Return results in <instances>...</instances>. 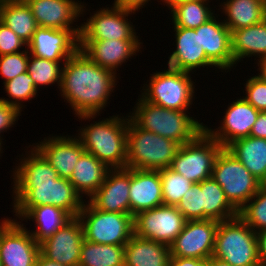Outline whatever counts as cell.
Returning <instances> with one entry per match:
<instances>
[{
    "mask_svg": "<svg viewBox=\"0 0 266 266\" xmlns=\"http://www.w3.org/2000/svg\"><path fill=\"white\" fill-rule=\"evenodd\" d=\"M229 104L218 128L212 129L204 125V130L223 148L237 139L250 136L259 114V111L241 96Z\"/></svg>",
    "mask_w": 266,
    "mask_h": 266,
    "instance_id": "17",
    "label": "cell"
},
{
    "mask_svg": "<svg viewBox=\"0 0 266 266\" xmlns=\"http://www.w3.org/2000/svg\"><path fill=\"white\" fill-rule=\"evenodd\" d=\"M84 241L80 219L72 217L53 235L40 244V253L63 266H79L81 246Z\"/></svg>",
    "mask_w": 266,
    "mask_h": 266,
    "instance_id": "15",
    "label": "cell"
},
{
    "mask_svg": "<svg viewBox=\"0 0 266 266\" xmlns=\"http://www.w3.org/2000/svg\"><path fill=\"white\" fill-rule=\"evenodd\" d=\"M207 260L171 256L168 266H206Z\"/></svg>",
    "mask_w": 266,
    "mask_h": 266,
    "instance_id": "46",
    "label": "cell"
},
{
    "mask_svg": "<svg viewBox=\"0 0 266 266\" xmlns=\"http://www.w3.org/2000/svg\"><path fill=\"white\" fill-rule=\"evenodd\" d=\"M40 244L26 226L16 219L4 218L0 222L1 266H35Z\"/></svg>",
    "mask_w": 266,
    "mask_h": 266,
    "instance_id": "11",
    "label": "cell"
},
{
    "mask_svg": "<svg viewBox=\"0 0 266 266\" xmlns=\"http://www.w3.org/2000/svg\"><path fill=\"white\" fill-rule=\"evenodd\" d=\"M203 220L218 222L238 216V211L226 199L222 187L212 178L201 181Z\"/></svg>",
    "mask_w": 266,
    "mask_h": 266,
    "instance_id": "31",
    "label": "cell"
},
{
    "mask_svg": "<svg viewBox=\"0 0 266 266\" xmlns=\"http://www.w3.org/2000/svg\"><path fill=\"white\" fill-rule=\"evenodd\" d=\"M180 145L140 128L129 116L127 128V168L160 170L171 167Z\"/></svg>",
    "mask_w": 266,
    "mask_h": 266,
    "instance_id": "5",
    "label": "cell"
},
{
    "mask_svg": "<svg viewBox=\"0 0 266 266\" xmlns=\"http://www.w3.org/2000/svg\"><path fill=\"white\" fill-rule=\"evenodd\" d=\"M2 144H3V142L0 140V155L3 153V150H2L3 146H2Z\"/></svg>",
    "mask_w": 266,
    "mask_h": 266,
    "instance_id": "52",
    "label": "cell"
},
{
    "mask_svg": "<svg viewBox=\"0 0 266 266\" xmlns=\"http://www.w3.org/2000/svg\"><path fill=\"white\" fill-rule=\"evenodd\" d=\"M129 194L130 168H115L88 201L98 210L130 214Z\"/></svg>",
    "mask_w": 266,
    "mask_h": 266,
    "instance_id": "20",
    "label": "cell"
},
{
    "mask_svg": "<svg viewBox=\"0 0 266 266\" xmlns=\"http://www.w3.org/2000/svg\"><path fill=\"white\" fill-rule=\"evenodd\" d=\"M175 50L168 57V67L183 72H193L201 68H217L206 56L199 40V27H174ZM201 67V68H200ZM198 68V69H197Z\"/></svg>",
    "mask_w": 266,
    "mask_h": 266,
    "instance_id": "22",
    "label": "cell"
},
{
    "mask_svg": "<svg viewBox=\"0 0 266 266\" xmlns=\"http://www.w3.org/2000/svg\"><path fill=\"white\" fill-rule=\"evenodd\" d=\"M245 85V97L259 112H266V82L259 76L255 75L247 79Z\"/></svg>",
    "mask_w": 266,
    "mask_h": 266,
    "instance_id": "41",
    "label": "cell"
},
{
    "mask_svg": "<svg viewBox=\"0 0 266 266\" xmlns=\"http://www.w3.org/2000/svg\"><path fill=\"white\" fill-rule=\"evenodd\" d=\"M222 148L203 130L194 140L180 145L170 168L192 183H200L211 177L215 159Z\"/></svg>",
    "mask_w": 266,
    "mask_h": 266,
    "instance_id": "10",
    "label": "cell"
},
{
    "mask_svg": "<svg viewBox=\"0 0 266 266\" xmlns=\"http://www.w3.org/2000/svg\"><path fill=\"white\" fill-rule=\"evenodd\" d=\"M109 170L106 164L85 151L79 158L69 181L82 198L86 196L88 199L103 184Z\"/></svg>",
    "mask_w": 266,
    "mask_h": 266,
    "instance_id": "26",
    "label": "cell"
},
{
    "mask_svg": "<svg viewBox=\"0 0 266 266\" xmlns=\"http://www.w3.org/2000/svg\"><path fill=\"white\" fill-rule=\"evenodd\" d=\"M29 61V51L26 48L15 54H5L0 56V74L4 78L3 82L10 81L21 73L27 72Z\"/></svg>",
    "mask_w": 266,
    "mask_h": 266,
    "instance_id": "40",
    "label": "cell"
},
{
    "mask_svg": "<svg viewBox=\"0 0 266 266\" xmlns=\"http://www.w3.org/2000/svg\"><path fill=\"white\" fill-rule=\"evenodd\" d=\"M256 235L260 265L266 266V230L259 231Z\"/></svg>",
    "mask_w": 266,
    "mask_h": 266,
    "instance_id": "47",
    "label": "cell"
},
{
    "mask_svg": "<svg viewBox=\"0 0 266 266\" xmlns=\"http://www.w3.org/2000/svg\"><path fill=\"white\" fill-rule=\"evenodd\" d=\"M31 146V148H30ZM13 168V212L20 220L31 208L52 205L77 217L85 200L32 146ZM25 157V158H24ZM15 169V170H14Z\"/></svg>",
    "mask_w": 266,
    "mask_h": 266,
    "instance_id": "1",
    "label": "cell"
},
{
    "mask_svg": "<svg viewBox=\"0 0 266 266\" xmlns=\"http://www.w3.org/2000/svg\"><path fill=\"white\" fill-rule=\"evenodd\" d=\"M169 245L133 235L124 245V266H168Z\"/></svg>",
    "mask_w": 266,
    "mask_h": 266,
    "instance_id": "25",
    "label": "cell"
},
{
    "mask_svg": "<svg viewBox=\"0 0 266 266\" xmlns=\"http://www.w3.org/2000/svg\"><path fill=\"white\" fill-rule=\"evenodd\" d=\"M231 49L236 64L243 58L266 59V19L253 26L231 31Z\"/></svg>",
    "mask_w": 266,
    "mask_h": 266,
    "instance_id": "28",
    "label": "cell"
},
{
    "mask_svg": "<svg viewBox=\"0 0 266 266\" xmlns=\"http://www.w3.org/2000/svg\"><path fill=\"white\" fill-rule=\"evenodd\" d=\"M127 117V118H126ZM129 114L109 118L82 126L78 131L85 151L93 154L110 169L127 168V128Z\"/></svg>",
    "mask_w": 266,
    "mask_h": 266,
    "instance_id": "3",
    "label": "cell"
},
{
    "mask_svg": "<svg viewBox=\"0 0 266 266\" xmlns=\"http://www.w3.org/2000/svg\"><path fill=\"white\" fill-rule=\"evenodd\" d=\"M212 256L232 266H259L256 232L239 216L219 222Z\"/></svg>",
    "mask_w": 266,
    "mask_h": 266,
    "instance_id": "6",
    "label": "cell"
},
{
    "mask_svg": "<svg viewBox=\"0 0 266 266\" xmlns=\"http://www.w3.org/2000/svg\"><path fill=\"white\" fill-rule=\"evenodd\" d=\"M209 0H192L178 4L170 13L173 27L198 28L214 15ZM209 5V6H208Z\"/></svg>",
    "mask_w": 266,
    "mask_h": 266,
    "instance_id": "34",
    "label": "cell"
},
{
    "mask_svg": "<svg viewBox=\"0 0 266 266\" xmlns=\"http://www.w3.org/2000/svg\"><path fill=\"white\" fill-rule=\"evenodd\" d=\"M72 217L64 210L52 206L43 205L31 208L20 220H32L35 223L36 230H28L32 237L41 243L43 240L53 235ZM35 221V222H34Z\"/></svg>",
    "mask_w": 266,
    "mask_h": 266,
    "instance_id": "32",
    "label": "cell"
},
{
    "mask_svg": "<svg viewBox=\"0 0 266 266\" xmlns=\"http://www.w3.org/2000/svg\"><path fill=\"white\" fill-rule=\"evenodd\" d=\"M186 221L176 206L162 205L133 216L134 235L170 245Z\"/></svg>",
    "mask_w": 266,
    "mask_h": 266,
    "instance_id": "13",
    "label": "cell"
},
{
    "mask_svg": "<svg viewBox=\"0 0 266 266\" xmlns=\"http://www.w3.org/2000/svg\"><path fill=\"white\" fill-rule=\"evenodd\" d=\"M79 266H124V245L98 244L84 239Z\"/></svg>",
    "mask_w": 266,
    "mask_h": 266,
    "instance_id": "33",
    "label": "cell"
},
{
    "mask_svg": "<svg viewBox=\"0 0 266 266\" xmlns=\"http://www.w3.org/2000/svg\"><path fill=\"white\" fill-rule=\"evenodd\" d=\"M250 136L266 139V112H259Z\"/></svg>",
    "mask_w": 266,
    "mask_h": 266,
    "instance_id": "44",
    "label": "cell"
},
{
    "mask_svg": "<svg viewBox=\"0 0 266 266\" xmlns=\"http://www.w3.org/2000/svg\"><path fill=\"white\" fill-rule=\"evenodd\" d=\"M206 266H232V265L212 256L206 261Z\"/></svg>",
    "mask_w": 266,
    "mask_h": 266,
    "instance_id": "49",
    "label": "cell"
},
{
    "mask_svg": "<svg viewBox=\"0 0 266 266\" xmlns=\"http://www.w3.org/2000/svg\"><path fill=\"white\" fill-rule=\"evenodd\" d=\"M30 7L36 23L40 27L54 29H72L78 36L81 25L73 27L86 6L76 0H24ZM85 8V9H84ZM84 12V13H83Z\"/></svg>",
    "mask_w": 266,
    "mask_h": 266,
    "instance_id": "18",
    "label": "cell"
},
{
    "mask_svg": "<svg viewBox=\"0 0 266 266\" xmlns=\"http://www.w3.org/2000/svg\"><path fill=\"white\" fill-rule=\"evenodd\" d=\"M258 65V70L260 73L258 74L265 82H266V59L257 61L256 63Z\"/></svg>",
    "mask_w": 266,
    "mask_h": 266,
    "instance_id": "50",
    "label": "cell"
},
{
    "mask_svg": "<svg viewBox=\"0 0 266 266\" xmlns=\"http://www.w3.org/2000/svg\"><path fill=\"white\" fill-rule=\"evenodd\" d=\"M3 84L5 93H7L6 96L10 99L0 97V100L5 101L9 105L16 106L21 112L22 108L25 107L22 104L23 101L32 100L38 92L28 72L21 73L10 81L3 82Z\"/></svg>",
    "mask_w": 266,
    "mask_h": 266,
    "instance_id": "37",
    "label": "cell"
},
{
    "mask_svg": "<svg viewBox=\"0 0 266 266\" xmlns=\"http://www.w3.org/2000/svg\"><path fill=\"white\" fill-rule=\"evenodd\" d=\"M143 45L140 40H79V49L94 63L117 74L126 60L135 56Z\"/></svg>",
    "mask_w": 266,
    "mask_h": 266,
    "instance_id": "21",
    "label": "cell"
},
{
    "mask_svg": "<svg viewBox=\"0 0 266 266\" xmlns=\"http://www.w3.org/2000/svg\"><path fill=\"white\" fill-rule=\"evenodd\" d=\"M159 175L162 185L163 205L177 206L184 194L191 189L194 184L181 174L173 171L170 167L160 169Z\"/></svg>",
    "mask_w": 266,
    "mask_h": 266,
    "instance_id": "36",
    "label": "cell"
},
{
    "mask_svg": "<svg viewBox=\"0 0 266 266\" xmlns=\"http://www.w3.org/2000/svg\"><path fill=\"white\" fill-rule=\"evenodd\" d=\"M163 2L164 5H166L168 7V10L170 9V11L175 8L178 4L187 2V1H192V0H161Z\"/></svg>",
    "mask_w": 266,
    "mask_h": 266,
    "instance_id": "51",
    "label": "cell"
},
{
    "mask_svg": "<svg viewBox=\"0 0 266 266\" xmlns=\"http://www.w3.org/2000/svg\"><path fill=\"white\" fill-rule=\"evenodd\" d=\"M62 65L64 63L38 58L29 53L27 72L33 79L37 90H40V86H49L55 83L58 84L57 88L60 89L63 72Z\"/></svg>",
    "mask_w": 266,
    "mask_h": 266,
    "instance_id": "35",
    "label": "cell"
},
{
    "mask_svg": "<svg viewBox=\"0 0 266 266\" xmlns=\"http://www.w3.org/2000/svg\"><path fill=\"white\" fill-rule=\"evenodd\" d=\"M176 208L189 220H203L201 182L194 183L177 204Z\"/></svg>",
    "mask_w": 266,
    "mask_h": 266,
    "instance_id": "39",
    "label": "cell"
},
{
    "mask_svg": "<svg viewBox=\"0 0 266 266\" xmlns=\"http://www.w3.org/2000/svg\"><path fill=\"white\" fill-rule=\"evenodd\" d=\"M21 111L16 107L9 105L5 101L0 100V140L2 139L1 133L10 130L15 122L19 120ZM19 116V117H18Z\"/></svg>",
    "mask_w": 266,
    "mask_h": 266,
    "instance_id": "43",
    "label": "cell"
},
{
    "mask_svg": "<svg viewBox=\"0 0 266 266\" xmlns=\"http://www.w3.org/2000/svg\"><path fill=\"white\" fill-rule=\"evenodd\" d=\"M213 16L199 26V40L207 58L222 72L231 71L235 61L231 49V31L223 20Z\"/></svg>",
    "mask_w": 266,
    "mask_h": 266,
    "instance_id": "23",
    "label": "cell"
},
{
    "mask_svg": "<svg viewBox=\"0 0 266 266\" xmlns=\"http://www.w3.org/2000/svg\"><path fill=\"white\" fill-rule=\"evenodd\" d=\"M0 21L27 44L38 27L24 0H0Z\"/></svg>",
    "mask_w": 266,
    "mask_h": 266,
    "instance_id": "30",
    "label": "cell"
},
{
    "mask_svg": "<svg viewBox=\"0 0 266 266\" xmlns=\"http://www.w3.org/2000/svg\"><path fill=\"white\" fill-rule=\"evenodd\" d=\"M35 266H63L55 261L49 260L44 257L41 253H39Z\"/></svg>",
    "mask_w": 266,
    "mask_h": 266,
    "instance_id": "48",
    "label": "cell"
},
{
    "mask_svg": "<svg viewBox=\"0 0 266 266\" xmlns=\"http://www.w3.org/2000/svg\"><path fill=\"white\" fill-rule=\"evenodd\" d=\"M238 216L256 233L266 230V184L238 211Z\"/></svg>",
    "mask_w": 266,
    "mask_h": 266,
    "instance_id": "38",
    "label": "cell"
},
{
    "mask_svg": "<svg viewBox=\"0 0 266 266\" xmlns=\"http://www.w3.org/2000/svg\"><path fill=\"white\" fill-rule=\"evenodd\" d=\"M211 177L222 187L226 199L237 211L262 185L226 148H222L218 153Z\"/></svg>",
    "mask_w": 266,
    "mask_h": 266,
    "instance_id": "9",
    "label": "cell"
},
{
    "mask_svg": "<svg viewBox=\"0 0 266 266\" xmlns=\"http://www.w3.org/2000/svg\"><path fill=\"white\" fill-rule=\"evenodd\" d=\"M226 149L262 184H266V139L248 136L230 143Z\"/></svg>",
    "mask_w": 266,
    "mask_h": 266,
    "instance_id": "27",
    "label": "cell"
},
{
    "mask_svg": "<svg viewBox=\"0 0 266 266\" xmlns=\"http://www.w3.org/2000/svg\"><path fill=\"white\" fill-rule=\"evenodd\" d=\"M84 239L98 244L125 245L134 235L131 214L96 209L88 200L78 214Z\"/></svg>",
    "mask_w": 266,
    "mask_h": 266,
    "instance_id": "8",
    "label": "cell"
},
{
    "mask_svg": "<svg viewBox=\"0 0 266 266\" xmlns=\"http://www.w3.org/2000/svg\"><path fill=\"white\" fill-rule=\"evenodd\" d=\"M149 1L151 0H114L112 6L137 12Z\"/></svg>",
    "mask_w": 266,
    "mask_h": 266,
    "instance_id": "45",
    "label": "cell"
},
{
    "mask_svg": "<svg viewBox=\"0 0 266 266\" xmlns=\"http://www.w3.org/2000/svg\"><path fill=\"white\" fill-rule=\"evenodd\" d=\"M117 74L94 63L78 49L63 65L61 97L79 120L95 119L107 106Z\"/></svg>",
    "mask_w": 266,
    "mask_h": 266,
    "instance_id": "2",
    "label": "cell"
},
{
    "mask_svg": "<svg viewBox=\"0 0 266 266\" xmlns=\"http://www.w3.org/2000/svg\"><path fill=\"white\" fill-rule=\"evenodd\" d=\"M218 225V221L209 219L186 221L169 245L171 256L208 260L213 255Z\"/></svg>",
    "mask_w": 266,
    "mask_h": 266,
    "instance_id": "14",
    "label": "cell"
},
{
    "mask_svg": "<svg viewBox=\"0 0 266 266\" xmlns=\"http://www.w3.org/2000/svg\"><path fill=\"white\" fill-rule=\"evenodd\" d=\"M67 136H48L32 146L53 167L59 177L70 179L85 149L76 135L69 136L67 134Z\"/></svg>",
    "mask_w": 266,
    "mask_h": 266,
    "instance_id": "19",
    "label": "cell"
},
{
    "mask_svg": "<svg viewBox=\"0 0 266 266\" xmlns=\"http://www.w3.org/2000/svg\"><path fill=\"white\" fill-rule=\"evenodd\" d=\"M139 96L132 114H128L140 128L175 141L179 145L194 140L204 130V123L191 117L188 111L166 109Z\"/></svg>",
    "mask_w": 266,
    "mask_h": 266,
    "instance_id": "4",
    "label": "cell"
},
{
    "mask_svg": "<svg viewBox=\"0 0 266 266\" xmlns=\"http://www.w3.org/2000/svg\"><path fill=\"white\" fill-rule=\"evenodd\" d=\"M141 96L150 103L166 109L187 111L193 104L195 82L189 72L171 69L150 74Z\"/></svg>",
    "mask_w": 266,
    "mask_h": 266,
    "instance_id": "7",
    "label": "cell"
},
{
    "mask_svg": "<svg viewBox=\"0 0 266 266\" xmlns=\"http://www.w3.org/2000/svg\"><path fill=\"white\" fill-rule=\"evenodd\" d=\"M27 43L0 21V56L21 52Z\"/></svg>",
    "mask_w": 266,
    "mask_h": 266,
    "instance_id": "42",
    "label": "cell"
},
{
    "mask_svg": "<svg viewBox=\"0 0 266 266\" xmlns=\"http://www.w3.org/2000/svg\"><path fill=\"white\" fill-rule=\"evenodd\" d=\"M230 31L253 26L266 19V0H226L221 5Z\"/></svg>",
    "mask_w": 266,
    "mask_h": 266,
    "instance_id": "29",
    "label": "cell"
},
{
    "mask_svg": "<svg viewBox=\"0 0 266 266\" xmlns=\"http://www.w3.org/2000/svg\"><path fill=\"white\" fill-rule=\"evenodd\" d=\"M111 7L106 5V8L90 14L86 22L81 24L79 40H139L133 23L128 19L129 15L136 12Z\"/></svg>",
    "mask_w": 266,
    "mask_h": 266,
    "instance_id": "12",
    "label": "cell"
},
{
    "mask_svg": "<svg viewBox=\"0 0 266 266\" xmlns=\"http://www.w3.org/2000/svg\"><path fill=\"white\" fill-rule=\"evenodd\" d=\"M130 214L150 210L163 205L159 170L130 168Z\"/></svg>",
    "mask_w": 266,
    "mask_h": 266,
    "instance_id": "24",
    "label": "cell"
},
{
    "mask_svg": "<svg viewBox=\"0 0 266 266\" xmlns=\"http://www.w3.org/2000/svg\"><path fill=\"white\" fill-rule=\"evenodd\" d=\"M27 49L35 57L65 63L79 49V36L72 29L38 26Z\"/></svg>",
    "mask_w": 266,
    "mask_h": 266,
    "instance_id": "16",
    "label": "cell"
}]
</instances>
